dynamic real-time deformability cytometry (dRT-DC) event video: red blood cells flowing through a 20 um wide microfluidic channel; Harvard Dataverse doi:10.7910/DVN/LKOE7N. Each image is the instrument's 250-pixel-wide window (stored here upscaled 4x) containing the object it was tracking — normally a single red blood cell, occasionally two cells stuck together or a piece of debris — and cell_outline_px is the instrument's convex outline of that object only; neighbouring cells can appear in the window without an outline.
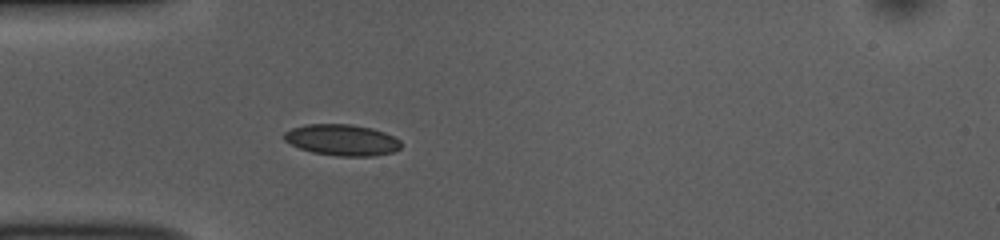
{"species": "common noctule bat (a hibernating species)", "species_latin": "Nyctalus noctula", "temperature_condition": "room temperature", "stored_images_in_passage": 1, "camera_frame_rate_fps": 3000, "um_per_image_px": 0.085, "animal": {"sex": "female", "body_mass_g": 10.0, "forearm_length_mm": 53.1}, "frame": {"image": 1, "passage_image": 1, "time_ms": 0.0, "image_size_px": [1000, 240], "cell_outline_px": [[376, 152], [324, 152], [308, 148], [300, 144], [304, 128], [360, 128]], "centroid_in_image_um": [28.58, 11.91], "position_along_channel_um": 56.4, "area_um2": 10.98}}